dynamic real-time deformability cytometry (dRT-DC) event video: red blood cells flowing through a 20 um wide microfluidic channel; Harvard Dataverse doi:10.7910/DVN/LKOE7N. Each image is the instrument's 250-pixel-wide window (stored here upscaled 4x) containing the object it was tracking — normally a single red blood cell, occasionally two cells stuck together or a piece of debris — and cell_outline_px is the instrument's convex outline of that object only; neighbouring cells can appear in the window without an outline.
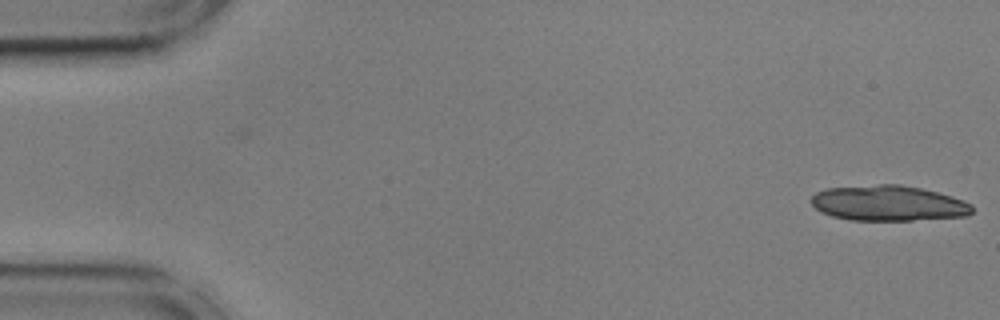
{"species": "common noctule bat (a hibernating species)", "species_latin": "Nyctalus noctula", "temperature_condition": "cold", "stored_images_in_passage": 2, "camera_frame_rate_fps": 3000, "um_per_image_px": 0.085, "animal": {"sex": "male", "body_mass_g": 17.9, "forearm_length_mm": 54.2}, "frame": {"image": 1, "passage_image": 2, "time_ms": 0.333, "image_size_px": [1000, 320], "cell_outline_px": [[972, 212], [968, 216], [912, 220], [852, 220], [832, 216], [820, 212], [812, 204], [812, 196], [816, 192], [828, 188], [880, 184], [900, 184], [920, 188], [952, 196], [964, 200], [972, 204]], "centroid_in_image_um": [75.53, 17.27], "position_along_channel_um": 9.5, "area_um2": 33.18}}